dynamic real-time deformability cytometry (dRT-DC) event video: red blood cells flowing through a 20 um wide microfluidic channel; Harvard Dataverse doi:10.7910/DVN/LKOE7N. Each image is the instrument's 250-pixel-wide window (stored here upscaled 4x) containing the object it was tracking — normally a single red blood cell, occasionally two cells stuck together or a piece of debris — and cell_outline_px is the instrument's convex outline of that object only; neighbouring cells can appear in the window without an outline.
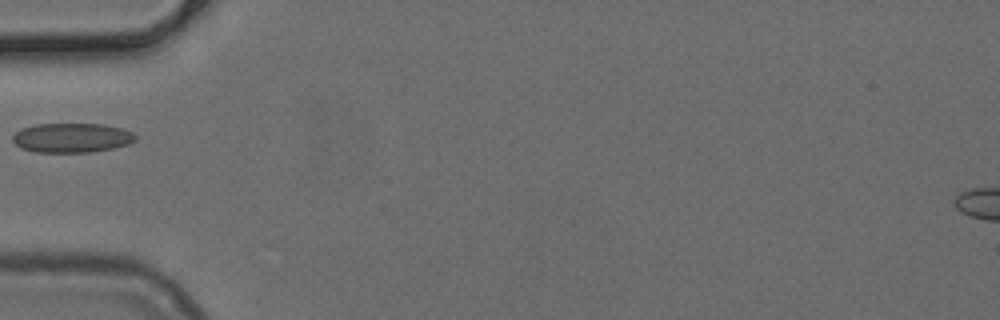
{"species": "common noctule bat (a hibernating species)", "species_latin": "Nyctalus noctula", "temperature_condition": "cold", "stored_images_in_passage": 35, "camera_frame_rate_fps": 3000, "um_per_image_px": 0.085, "animal": {"sex": "female", "body_mass_g": 24.6, "forearm_length_mm": 56.2}, "frame": {"image": 1, "passage_image": 1, "time_ms": 0.0, "image_size_px": [1000, 320], "cell_outline_px": [[136, 140], [128, 144], [112, 148], [92, 152], [36, 152], [20, 148], [12, 140], [12, 136], [20, 128], [36, 124], [104, 124], [120, 128], [132, 132], [136, 136]], "centroid_in_image_um": [6.08, 11.71], "position_along_channel_um": 78.9, "area_um2": 21.1}}
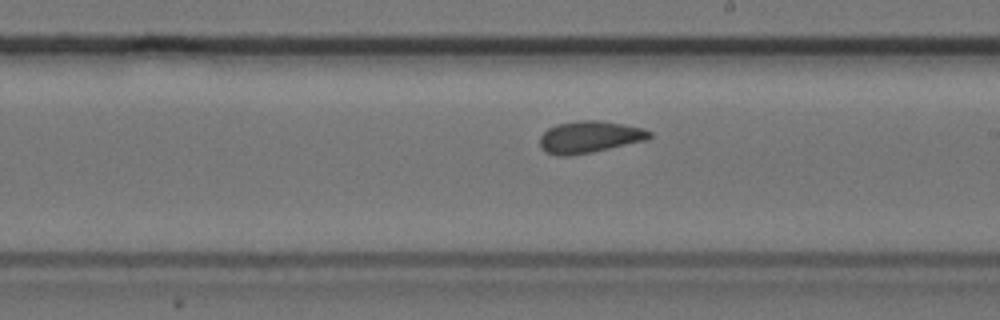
{"frame": {"image": 2, "passage_image": 13, "time_ms": 4.0, "image_size_px": [1000, 320], "cell_outline_px": [[652, 136], [648, 140], [592, 152], [568, 156], [556, 156], [544, 152], [540, 148], [540, 136], [548, 128], [556, 124], [580, 120], [600, 120], [644, 128], [652, 132]], "centroid_in_image_um": [50.1, 11.65], "position_along_channel_um": 238.9, "area_um2": 20.63}}
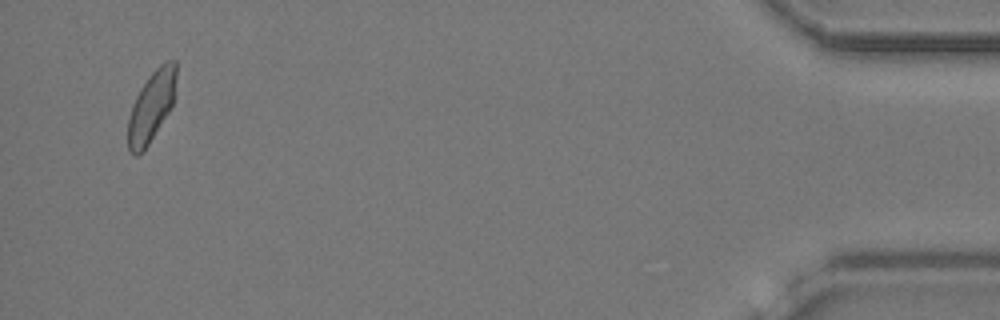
{"frame": {"image": 3, "passage_image": 33, "time_ms": 10.667, "image_size_px": [1000, 320], "cell_outline_px": [[176, 76], [172, 104], [168, 112], [144, 152], [136, 156], [132, 156], [128, 148], [128, 116], [132, 104], [140, 88], [148, 76], [164, 60], [176, 60]], "centroid_in_image_um": [12.84, 9.06], "position_along_channel_um": 422.4, "area_um2": 19.88}}